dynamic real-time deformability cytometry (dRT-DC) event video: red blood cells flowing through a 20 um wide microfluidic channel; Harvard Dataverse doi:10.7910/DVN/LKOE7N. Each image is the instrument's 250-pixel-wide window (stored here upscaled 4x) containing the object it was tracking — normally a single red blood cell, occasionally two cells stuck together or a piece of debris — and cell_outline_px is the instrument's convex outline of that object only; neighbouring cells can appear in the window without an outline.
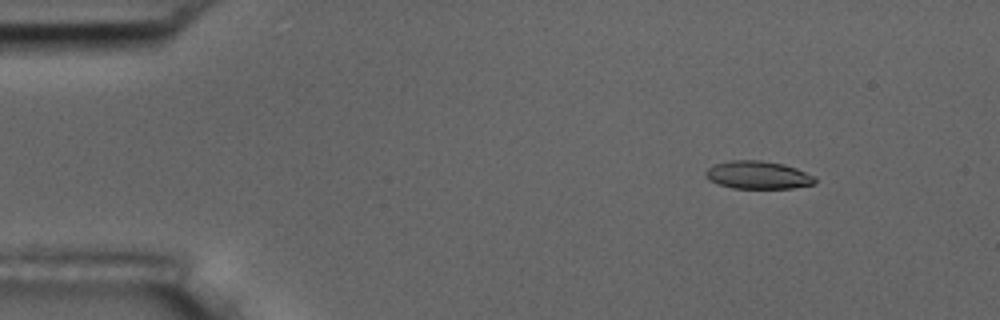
{"species": "common noctule bat (a hibernating species)", "species_latin": "Nyctalus noctula", "temperature_condition": "room temperature", "stored_images_in_passage": 9, "camera_frame_rate_fps": 3000, "um_per_image_px": 0.085, "animal": {"sex": "male", "body_mass_g": 17.5, "forearm_length_mm": 52.3}, "frame": {"image": 1, "passage_image": 3, "time_ms": 2.0, "image_size_px": [1000, 320], "cell_outline_px": [[816, 180], [812, 184], [792, 188], [732, 188], [708, 180], [704, 172], [712, 164], [728, 160], [760, 160], [784, 164], [796, 168], [816, 176]], "centroid_in_image_um": [64.4, 14.86], "position_along_channel_um": 20.6, "area_um2": 17.86}}
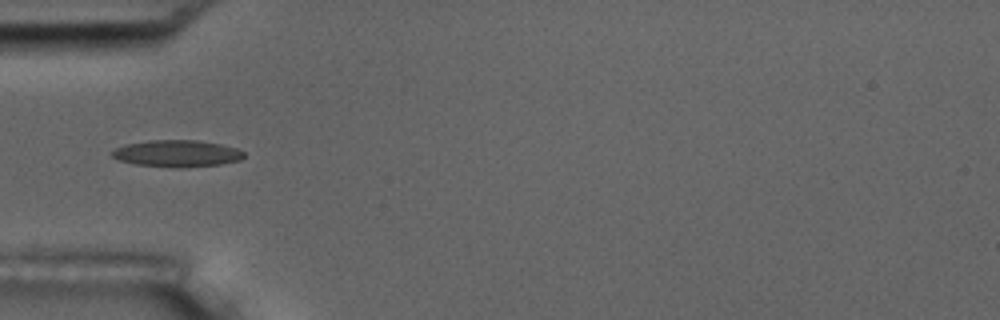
{"frame": {"image": 2, "passage_image": 6, "time_ms": 5.667, "image_size_px": [1000, 320], "cell_outline_px": [[244, 156], [240, 160], [220, 164], [180, 168], [176, 168], [136, 164], [120, 160], [112, 156], [108, 152], [124, 144], [148, 140], [196, 140], [220, 144], [236, 148], [244, 152]], "centroid_in_image_um": [15.01, 13.04], "position_along_channel_um": 70.0, "area_um2": 20.63}}
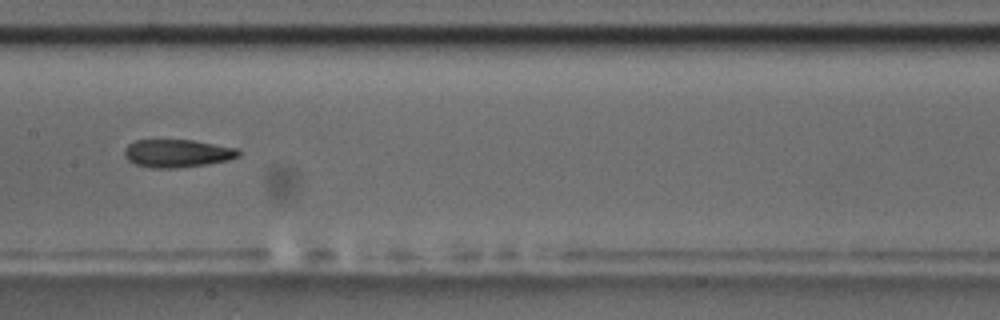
{"frame": {"image": 3, "passage_image": 9, "time_ms": 9.0, "image_size_px": [1000, 320], "cell_outline_px": [[240, 156], [228, 160], [208, 164], [176, 168], [152, 168], [136, 164], [128, 160], [124, 156], [124, 148], [128, 144], [136, 140], [192, 140], [240, 148]], "centroid_in_image_um": [15.09, 13.03], "position_along_channel_um": 192.3, "area_um2": 18.73}}